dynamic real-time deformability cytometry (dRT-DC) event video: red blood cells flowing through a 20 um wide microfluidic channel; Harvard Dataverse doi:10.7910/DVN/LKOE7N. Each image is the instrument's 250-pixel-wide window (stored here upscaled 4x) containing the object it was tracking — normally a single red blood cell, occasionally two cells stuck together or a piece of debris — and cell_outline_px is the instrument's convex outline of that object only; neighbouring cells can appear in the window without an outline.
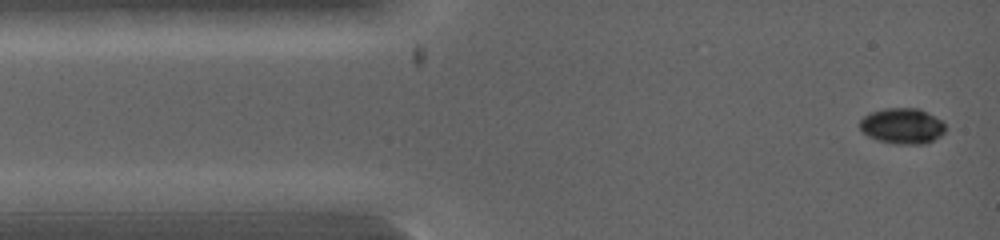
{"species": "common noctule bat (a hibernating species)", "species_latin": "Nyctalus noctula", "temperature_condition": "warm", "stored_images_in_passage": 8, "camera_frame_rate_fps": 5000, "um_per_image_px": 0.085, "animal": {"sex": "female", "body_mass_g": 19.0, "forearm_length_mm": 53.3}, "frame": {"image": 1, "passage_image": 1, "time_ms": 0.0, "image_size_px": [1000, 240], "cell_outline_px": [[948, 128], [940, 136], [928, 144], [896, 144], [876, 140], [868, 136], [860, 128], [860, 120], [868, 112], [884, 108], [920, 108], [928, 112], [940, 120]], "centroid_in_image_um": [76.7, 10.71], "position_along_channel_um": 8.3, "area_um2": 18.09}}
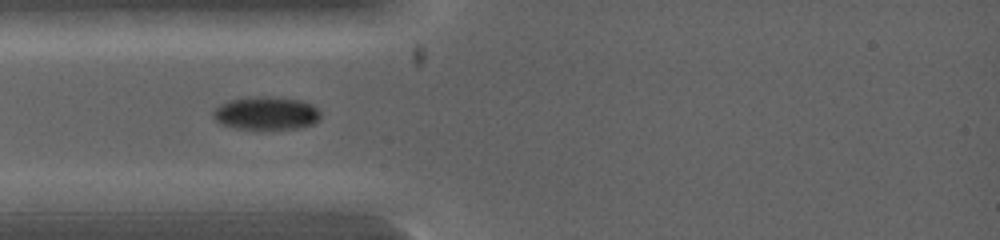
{"frame": {"image": 2, "passage_image": 7, "time_ms": 2.0, "image_size_px": [1000, 240], "cell_outline_px": [[320, 120], [312, 124], [296, 128], [240, 128], [220, 124], [212, 116], [212, 108], [228, 100], [256, 96], [280, 96], [300, 100], [312, 104], [320, 112]], "centroid_in_image_um": [22.61, 9.59], "position_along_channel_um": 62.4, "area_um2": 20.81}}
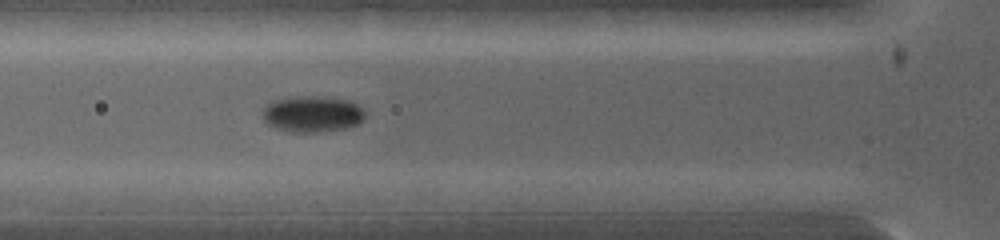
{"frame": {"image": 3, "passage_image": 8, "time_ms": 2.6, "image_size_px": [1000, 240], "cell_outline_px": [[364, 116], [356, 124], [344, 128], [308, 132], [292, 132], [276, 128], [268, 124], [264, 120], [264, 108], [272, 100], [288, 96], [328, 96], [348, 100], [356, 104], [364, 112]], "centroid_in_image_um": [26.5, 9.65], "position_along_channel_um": 99.3, "area_um2": 21.39}}